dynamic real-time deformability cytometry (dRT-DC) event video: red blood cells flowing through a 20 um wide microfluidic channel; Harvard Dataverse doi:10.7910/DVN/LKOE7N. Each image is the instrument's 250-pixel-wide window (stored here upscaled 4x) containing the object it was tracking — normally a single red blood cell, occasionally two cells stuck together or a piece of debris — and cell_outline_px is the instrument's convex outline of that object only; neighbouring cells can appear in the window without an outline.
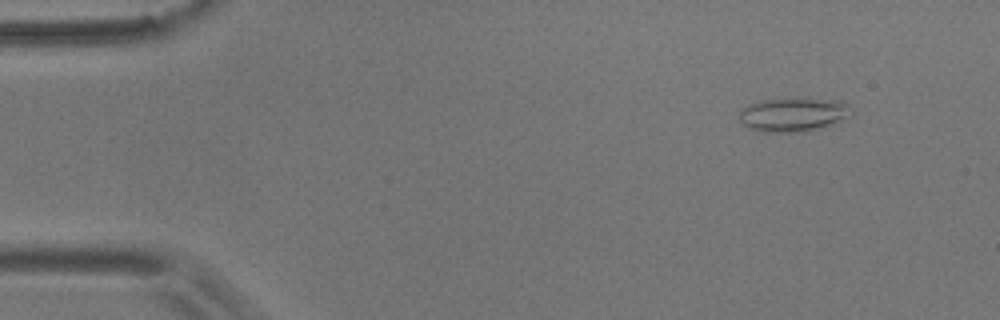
{"species": "common noctule bat (a hibernating species)", "species_latin": "Nyctalus noctula", "temperature_condition": "room temperature", "stored_images_in_passage": 33, "camera_frame_rate_fps": 3000, "um_per_image_px": 0.085, "animal": {"sex": "male", "body_mass_g": 17.9}, "frame": {"image": 1, "passage_image": 2, "time_ms": 0.333, "image_size_px": [1000, 320], "cell_outline_px": [[848, 104], [844, 116], [840, 120], [832, 124], [820, 128], [800, 132], [764, 132], [752, 128], [744, 124], [740, 120], [740, 112], [748, 104], [764, 100], [844, 100]], "centroid_in_image_um": [67.36, 9.76], "position_along_channel_um": 17.6, "area_um2": 20.98}}
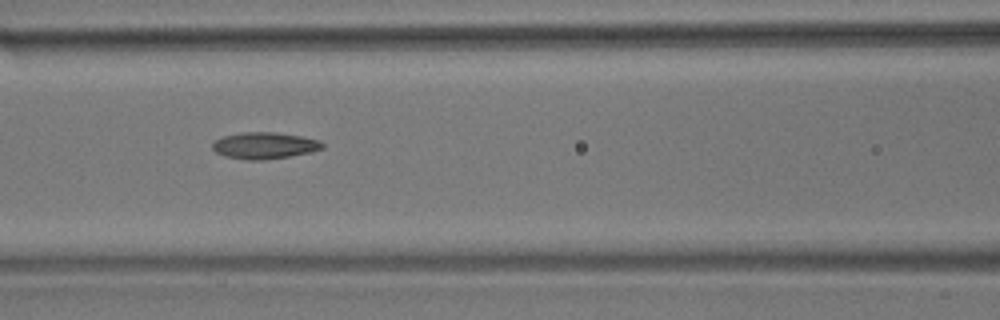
{"frame": {"image": 2, "passage_image": 20, "time_ms": 6.333, "image_size_px": [1000, 320], "cell_outline_px": [[324, 148], [312, 152], [264, 160], [248, 160], [224, 156], [216, 152], [212, 148], [212, 144], [216, 140], [224, 136], [244, 132], [276, 132], [300, 136], [320, 140], [324, 144]], "centroid_in_image_um": [22.5, 12.37], "position_along_channel_um": 144.1, "area_um2": 16.99}}
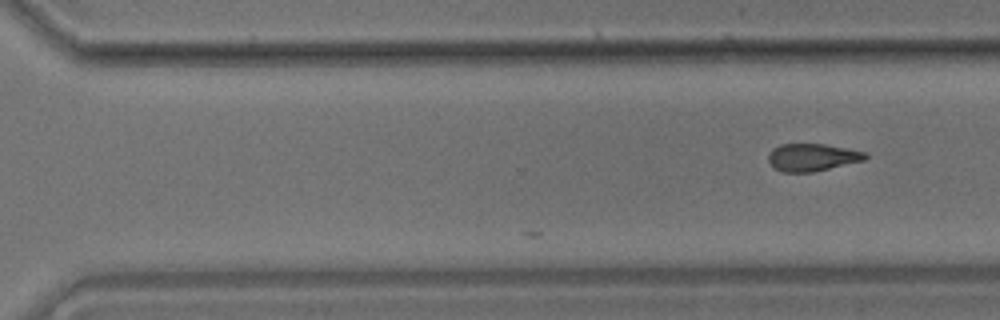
{"frame": {"image": 3, "passage_image": 33, "time_ms": 10.667, "image_size_px": [1000, 320], "cell_outline_px": [[868, 156], [864, 160], [812, 172], [784, 172], [776, 168], [768, 160], [768, 156], [772, 148], [780, 144], [824, 144], [864, 152]], "centroid_in_image_um": [69.01, 13.36], "position_along_channel_um": 301.6, "area_um2": 15.2}}